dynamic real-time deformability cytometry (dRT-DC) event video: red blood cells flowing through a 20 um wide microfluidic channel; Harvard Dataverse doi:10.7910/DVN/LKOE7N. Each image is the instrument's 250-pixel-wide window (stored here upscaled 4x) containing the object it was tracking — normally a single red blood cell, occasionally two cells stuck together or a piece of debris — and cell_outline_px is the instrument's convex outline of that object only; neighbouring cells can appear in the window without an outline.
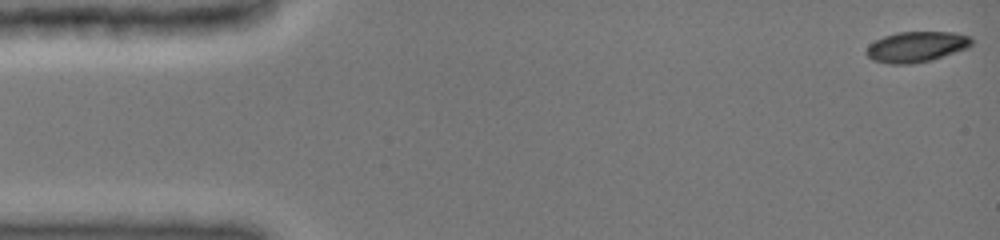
{"species": "common noctule bat (a hibernating species)", "species_latin": "Nyctalus noctula", "temperature_condition": "cold", "stored_images_in_passage": 29, "camera_frame_rate_fps": 3000, "um_per_image_px": 0.085, "animal": {"sex": "female", "body_mass_g": 19.0, "forearm_length_mm": 51.5}, "frame": {"image": 1, "passage_image": 1, "time_ms": 0.0, "image_size_px": [1000, 240], "cell_outline_px": [[972, 44], [968, 48], [932, 60], [912, 64], [888, 64], [872, 60], [864, 52], [868, 44], [884, 36], [896, 32], [956, 32], [972, 36]], "centroid_in_image_um": [77.89, 3.98], "position_along_channel_um": 7.1, "area_um2": 19.07}}
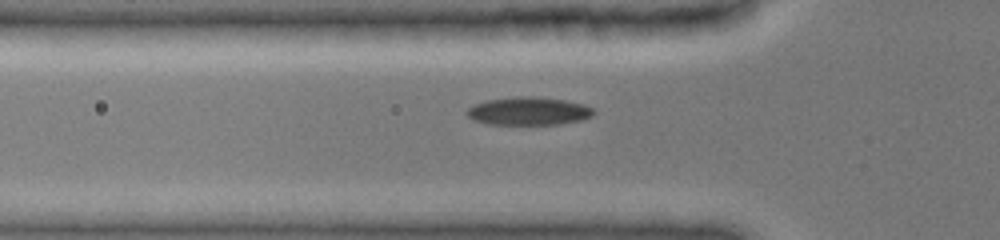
{"frame": {"image": 2, "passage_image": 25, "time_ms": 5.0, "image_size_px": [1000, 240], "cell_outline_px": [[596, 112], [592, 116], [584, 120], [560, 124], [488, 124], [472, 120], [464, 112], [468, 108], [476, 104], [488, 100], [520, 96], [532, 96], [564, 100], [584, 104], [592, 108]], "centroid_in_image_um": [44.95, 9.45], "position_along_channel_um": 80.8, "area_um2": 20.75}}
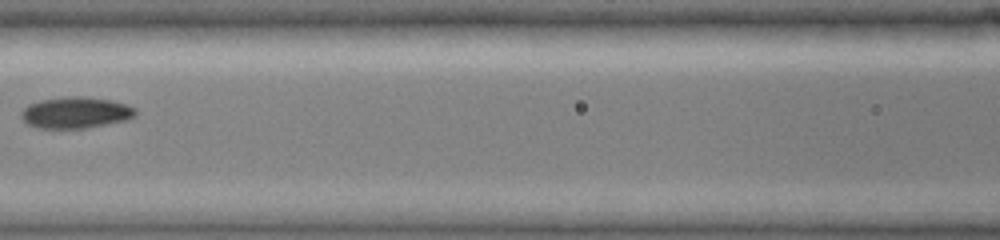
{"frame": {"image": 3, "passage_image": 29, "time_ms": 7.0, "image_size_px": [1000, 240], "cell_outline_px": [[136, 116], [124, 120], [84, 128], [36, 128], [28, 124], [20, 116], [20, 112], [28, 104], [40, 100], [72, 96], [84, 96], [112, 100], [128, 104], [136, 108]], "centroid_in_image_um": [6.43, 9.56], "position_along_channel_um": 160.2, "area_um2": 20.87}}